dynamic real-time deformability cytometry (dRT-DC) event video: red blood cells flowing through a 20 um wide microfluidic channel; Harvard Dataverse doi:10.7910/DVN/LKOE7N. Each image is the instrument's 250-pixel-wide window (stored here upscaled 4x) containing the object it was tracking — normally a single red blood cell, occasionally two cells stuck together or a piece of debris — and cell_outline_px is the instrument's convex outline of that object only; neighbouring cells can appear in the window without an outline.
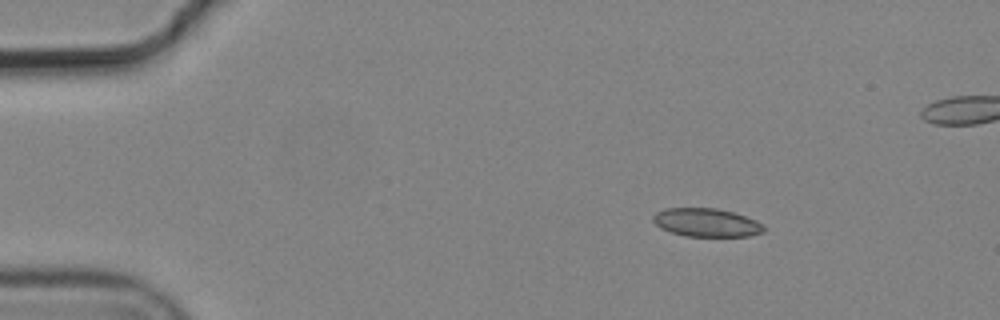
{"species": "common noctule bat (a hibernating species)", "species_latin": "Nyctalus noctula", "temperature_condition": "cold", "stored_images_in_passage": 4, "camera_frame_rate_fps": 3000, "um_per_image_px": 0.085, "animal": {"sex": "male", "body_mass_g": 19.2, "forearm_length_mm": 51.8}, "frame": {"image": 1, "passage_image": 2, "time_ms": 0.333, "image_size_px": [1000, 320], "cell_outline_px": [[764, 232], [748, 236], [684, 236], [660, 228], [652, 220], [652, 216], [656, 212], [664, 208], [716, 208], [732, 212], [756, 220], [764, 224]], "centroid_in_image_um": [60.03, 18.91], "position_along_channel_um": 25.0, "area_um2": 18.32}}